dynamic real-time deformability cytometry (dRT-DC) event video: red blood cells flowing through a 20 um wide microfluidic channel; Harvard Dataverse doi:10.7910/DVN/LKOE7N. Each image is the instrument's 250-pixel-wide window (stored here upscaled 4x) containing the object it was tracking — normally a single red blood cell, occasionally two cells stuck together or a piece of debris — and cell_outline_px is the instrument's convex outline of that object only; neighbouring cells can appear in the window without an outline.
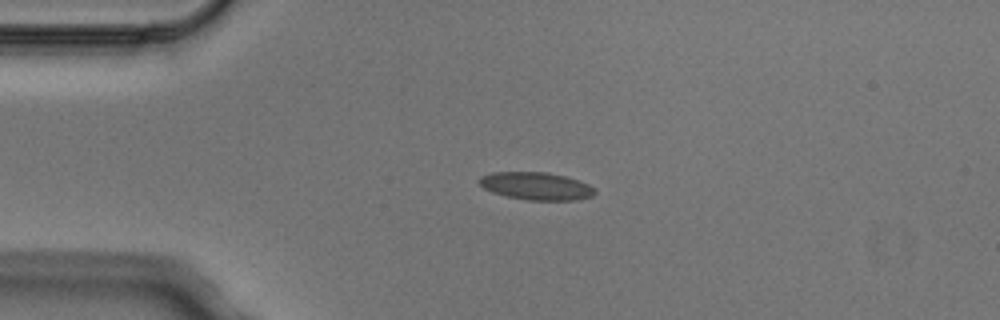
{"species": "Egyptian fruit bat (a non-hibernating species)", "species_latin": "Rousettus aegyptiacus", "temperature_condition": "cold", "stored_images_in_passage": 2, "camera_frame_rate_fps": 3000, "um_per_image_px": 0.085, "animal": {"sex": "male"}, "frame": {"image": 1, "passage_image": 1, "time_ms": 0.0, "image_size_px": [1000, 320], "cell_outline_px": [[596, 192], [592, 196], [576, 200], [528, 200], [508, 196], [492, 192], [484, 188], [476, 180], [480, 176], [492, 172], [548, 172], [564, 176], [588, 184], [596, 188]], "centroid_in_image_um": [45.56, 15.81], "position_along_channel_um": 39.4, "area_um2": 18.61}}